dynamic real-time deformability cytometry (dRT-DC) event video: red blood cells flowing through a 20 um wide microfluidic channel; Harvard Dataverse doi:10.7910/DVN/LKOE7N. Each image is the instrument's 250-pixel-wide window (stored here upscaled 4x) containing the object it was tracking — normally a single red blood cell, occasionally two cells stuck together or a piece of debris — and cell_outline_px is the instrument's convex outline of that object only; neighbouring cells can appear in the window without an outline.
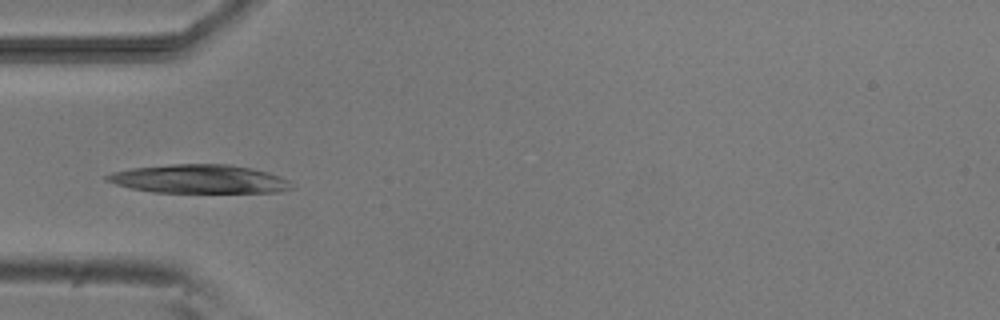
{"species": "common noctule bat (a hibernating species)", "species_latin": "Nyctalus noctula", "temperature_condition": "room temperature", "stored_images_in_passage": 8, "camera_frame_rate_fps": 3000, "um_per_image_px": 0.085, "animal": {"sex": "male", "body_mass_g": 20.5, "forearm_length_mm": 52.5}, "frame": {"image": 1, "passage_image": 5, "time_ms": 5.0, "image_size_px": [1000, 320], "cell_outline_px": [[296, 188], [280, 192], [152, 192], [132, 188], [116, 184], [104, 180], [104, 176], [112, 172], [132, 168], [172, 164], [228, 164], [252, 168], [268, 172], [280, 176], [288, 180]], "centroid_in_image_um": [16.96, 15.21], "position_along_channel_um": 68.0, "area_um2": 30.87}}
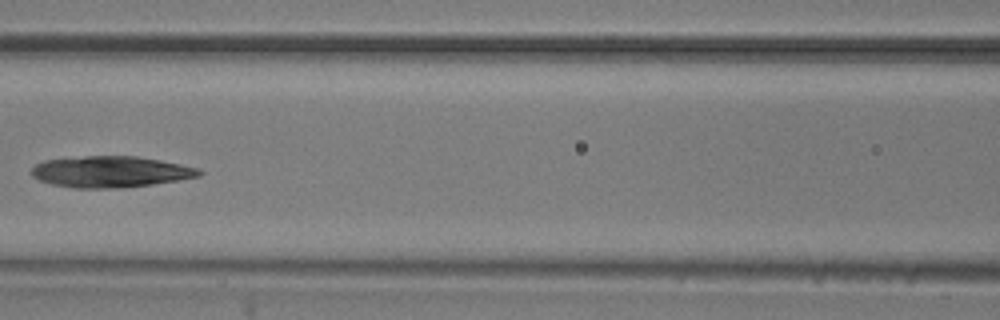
{"frame": {"image": 2, "passage_image": 7, "time_ms": 7.333, "image_size_px": [1000, 320], "cell_outline_px": [[204, 172], [200, 176], [180, 180], [152, 184], [120, 188], [76, 188], [52, 184], [40, 180], [32, 176], [28, 172], [36, 164], [44, 160], [84, 156], [136, 156], [160, 160], [200, 168]], "centroid_in_image_um": [9.41, 14.6], "position_along_channel_um": 157.2, "area_um2": 30.63}}
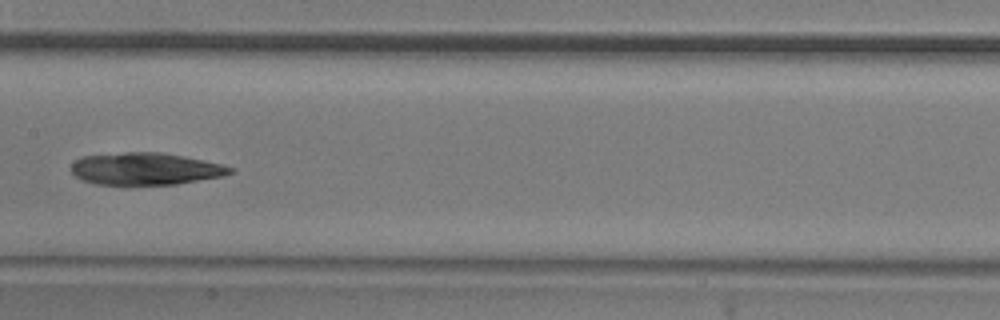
{"frame": {"image": 3, "passage_image": 8, "time_ms": 8.333, "image_size_px": [1000, 320], "cell_outline_px": [[236, 172], [224, 176], [176, 184], [128, 188], [96, 184], [80, 180], [68, 168], [76, 160], [84, 156], [124, 152], [160, 152], [184, 156], [224, 164], [236, 168]], "centroid_in_image_um": [12.37, 14.4], "position_along_channel_um": 195.0, "area_um2": 31.15}}